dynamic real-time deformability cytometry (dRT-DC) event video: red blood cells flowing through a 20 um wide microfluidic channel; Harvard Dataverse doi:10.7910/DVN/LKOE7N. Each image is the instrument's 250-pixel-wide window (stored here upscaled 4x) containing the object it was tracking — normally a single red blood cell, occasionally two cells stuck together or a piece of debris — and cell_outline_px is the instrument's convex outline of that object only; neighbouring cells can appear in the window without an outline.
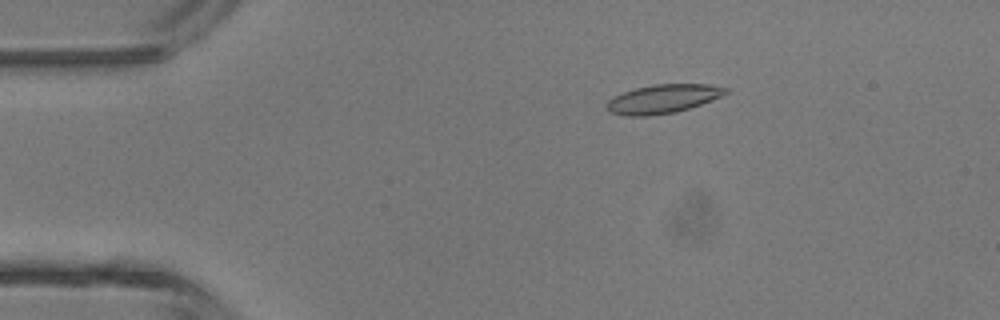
{"species": "common noctule bat (a hibernating species)", "species_latin": "Nyctalus noctula", "temperature_condition": "room temperature", "stored_images_in_passage": 33, "camera_frame_rate_fps": 3000, "um_per_image_px": 0.085, "animal": {"sex": "male", "body_mass_g": 13.3}, "frame": {"image": 1, "passage_image": 4, "time_ms": 1.0, "image_size_px": [1000, 320], "cell_outline_px": [[728, 92], [724, 96], [676, 112], [648, 116], [624, 116], [608, 112], [604, 108], [604, 104], [608, 100], [624, 92], [636, 88], [652, 84], [708, 84], [728, 88]], "centroid_in_image_um": [56.32, 8.41], "position_along_channel_um": 28.7, "area_um2": 20.11}}
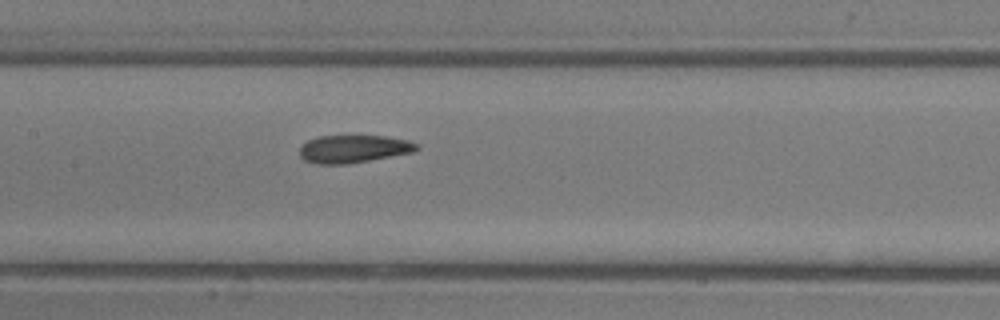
{"frame": {"image": 2, "passage_image": 18, "time_ms": 5.667, "image_size_px": [1000, 320], "cell_outline_px": [[420, 148], [412, 152], [348, 164], [316, 164], [304, 160], [300, 156], [300, 148], [308, 140], [320, 136], [384, 136], [408, 140], [420, 144]], "centroid_in_image_um": [30.06, 12.66], "position_along_channel_um": 177.3, "area_um2": 18.84}}
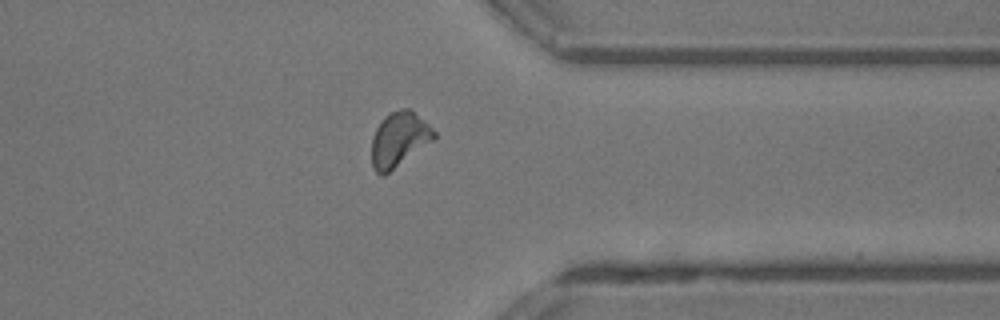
{"frame": {"image": 3, "passage_image": 32, "time_ms": 10.333, "image_size_px": [1000, 320], "cell_outline_px": [[436, 136], [432, 140], [384, 176], [380, 176], [376, 172], [372, 164], [372, 136], [380, 120], [384, 116], [400, 108], [408, 108], [424, 120], [436, 132]], "centroid_in_image_um": [33.89, 11.84], "position_along_channel_um": 377.5, "area_um2": 19.65}}